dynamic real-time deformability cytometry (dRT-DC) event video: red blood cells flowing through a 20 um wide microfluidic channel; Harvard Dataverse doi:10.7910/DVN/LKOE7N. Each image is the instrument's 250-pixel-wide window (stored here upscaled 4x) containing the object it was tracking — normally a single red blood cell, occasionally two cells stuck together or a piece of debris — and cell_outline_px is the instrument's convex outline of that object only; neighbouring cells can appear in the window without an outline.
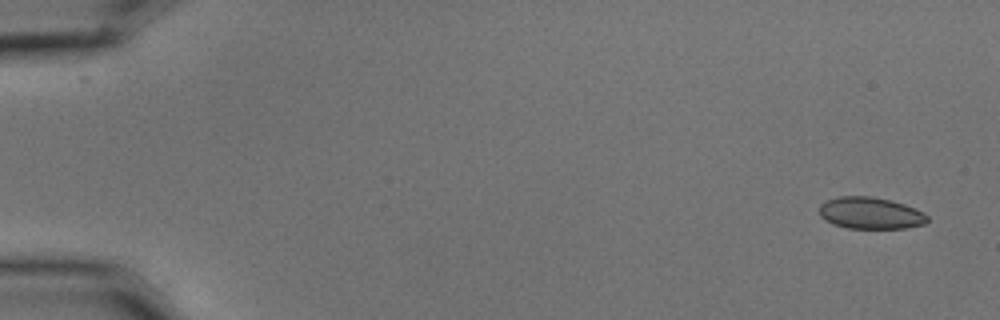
{"species": "common noctule bat (a hibernating species)", "species_latin": "Nyctalus noctula", "temperature_condition": "cold", "stored_images_in_passage": 5, "camera_frame_rate_fps": 3000, "um_per_image_px": 0.085, "animal": {"sex": "male", "body_mass_g": 15.6}, "frame": {"image": 1, "passage_image": 1, "time_ms": 0.0, "image_size_px": [1000, 320], "cell_outline_px": [[928, 220], [924, 224], [904, 228], [848, 228], [832, 224], [824, 220], [820, 216], [820, 204], [828, 200], [840, 196], [872, 196], [892, 200], [904, 204], [924, 212], [928, 216]], "centroid_in_image_um": [73.99, 18.11], "position_along_channel_um": 11.0, "area_um2": 20.06}}
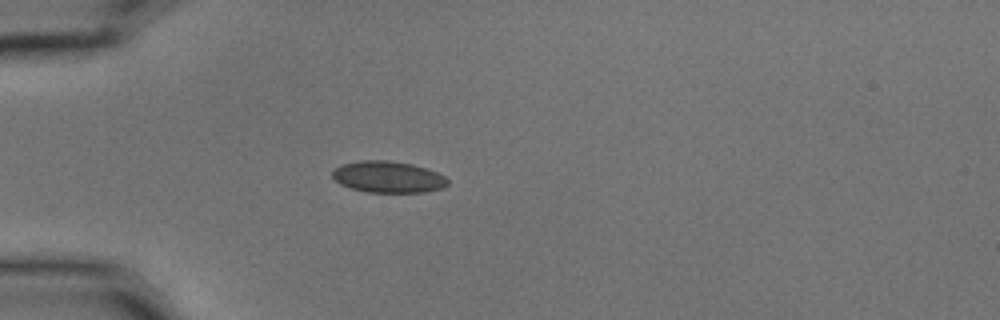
{"frame": {"image": 2, "passage_image": 5, "time_ms": 1.333, "image_size_px": [1000, 320], "cell_outline_px": [[448, 184], [440, 188], [424, 192], [368, 192], [352, 188], [340, 184], [332, 176], [332, 172], [336, 168], [344, 164], [360, 160], [388, 160], [412, 164], [436, 172], [444, 176], [448, 180]], "centroid_in_image_um": [32.98, 15.04], "position_along_channel_um": 52.0, "area_um2": 20.87}}